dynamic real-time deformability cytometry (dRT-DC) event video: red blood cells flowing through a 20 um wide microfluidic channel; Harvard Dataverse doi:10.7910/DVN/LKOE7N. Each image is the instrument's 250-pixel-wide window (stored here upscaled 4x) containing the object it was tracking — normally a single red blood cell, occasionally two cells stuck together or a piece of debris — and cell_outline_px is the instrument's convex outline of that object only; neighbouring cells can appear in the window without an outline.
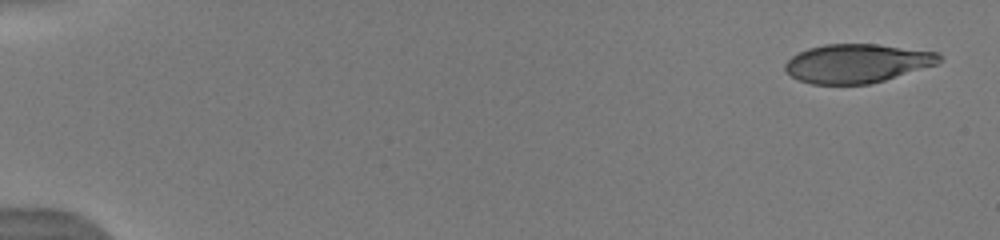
{"species": "human", "species_latin": "Homo sapiens", "temperature_condition": "warm", "stored_images_in_passage": 13, "camera_frame_rate_fps": 3000, "um_per_image_px": 0.085, "donor": {"sex": "male"}, "frame": {"image": 1, "passage_image": 1, "time_ms": 0.0, "image_size_px": [1000, 240], "cell_outline_px": [[944, 60], [936, 64], [884, 80], [868, 84], [812, 84], [800, 80], [792, 76], [784, 68], [784, 64], [792, 56], [808, 48], [824, 44], [876, 44], [940, 52]], "centroid_in_image_um": [72.87, 5.37], "position_along_channel_um": 12.1, "area_um2": 34.74}}
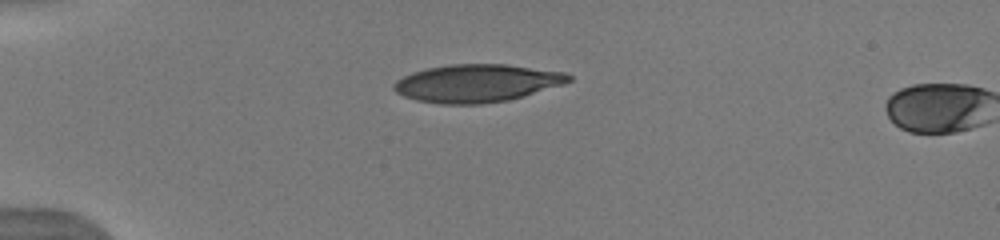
{"frame": {"image": 2, "passage_image": 11, "time_ms": 4.0, "image_size_px": [1000, 240], "cell_outline_px": [[572, 80], [564, 84], [524, 96], [508, 100], [480, 104], [440, 104], [416, 100], [404, 96], [396, 92], [392, 88], [392, 84], [396, 80], [412, 72], [428, 68], [448, 64], [508, 64], [568, 72], [572, 76]], "centroid_in_image_um": [40.56, 7.06], "position_along_channel_um": 44.4, "area_um2": 38.84}}